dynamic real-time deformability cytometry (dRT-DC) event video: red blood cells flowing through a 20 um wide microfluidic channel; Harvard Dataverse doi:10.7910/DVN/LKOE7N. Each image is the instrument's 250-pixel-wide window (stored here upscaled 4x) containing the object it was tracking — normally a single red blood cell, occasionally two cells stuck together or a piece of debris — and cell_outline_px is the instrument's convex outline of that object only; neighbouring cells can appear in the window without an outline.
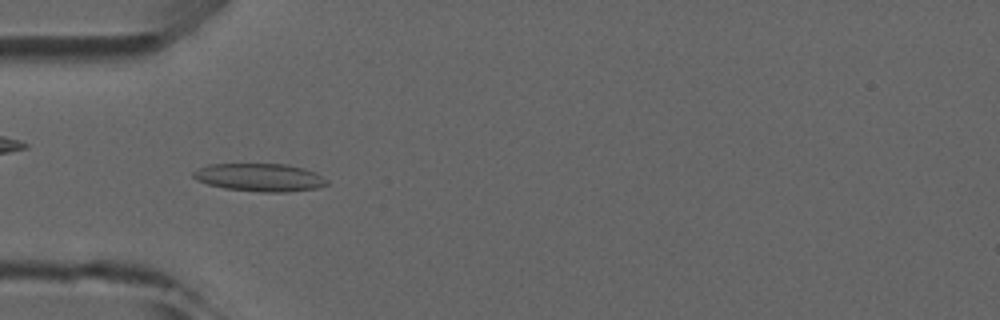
{"species": "common noctule bat (a hibernating species)", "species_latin": "Nyctalus noctula", "temperature_condition": "room temperature", "stored_images_in_passage": 8, "camera_frame_rate_fps": 3000, "um_per_image_px": 0.085, "animal": {"sex": "male", "forearm_length_mm": 52.5}, "frame": {"image": 1, "passage_image": 6, "time_ms": 5.667, "image_size_px": [1000, 320], "cell_outline_px": [[328, 184], [316, 188], [288, 192], [260, 192], [224, 188], [208, 184], [196, 180], [192, 176], [192, 172], [208, 164], [288, 164], [304, 168], [328, 180]], "centroid_in_image_um": [22.05, 15.08], "position_along_channel_um": 62.9, "area_um2": 21.68}}
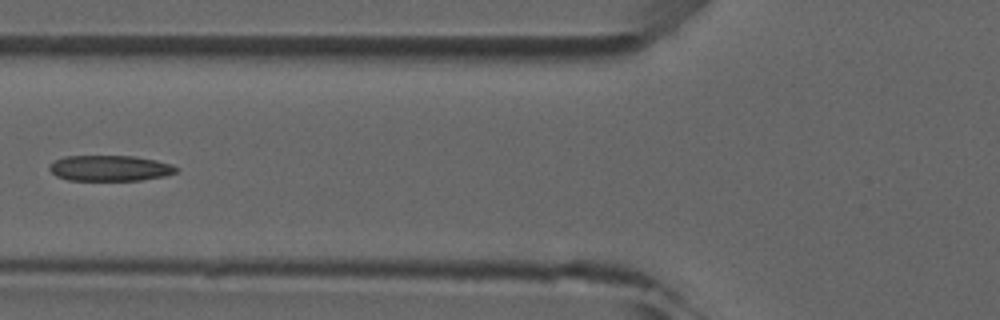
{"frame": {"image": 2, "passage_image": 7, "time_ms": 7.0, "image_size_px": [1000, 320], "cell_outline_px": [[180, 168], [176, 172], [164, 176], [140, 180], [68, 180], [56, 176], [48, 168], [56, 160], [64, 156], [136, 156], [156, 160], [172, 164]], "centroid_in_image_um": [9.37, 14.29], "position_along_channel_um": 116.4, "area_um2": 18.96}}
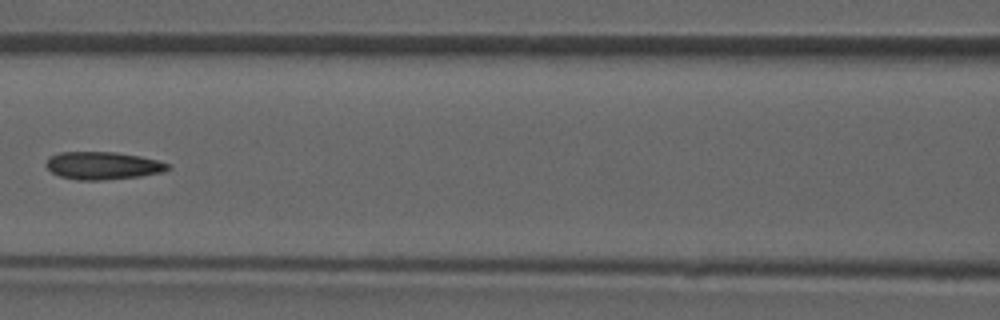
{"frame": {"image": 3, "passage_image": 8, "time_ms": 8.0, "image_size_px": [1000, 320], "cell_outline_px": [[168, 168], [160, 172], [140, 176], [100, 180], [80, 180], [60, 176], [52, 172], [44, 164], [48, 156], [60, 152], [116, 152], [140, 156], [156, 160], [168, 164]], "centroid_in_image_um": [8.66, 14.06], "position_along_channel_um": 157.9, "area_um2": 19.42}}